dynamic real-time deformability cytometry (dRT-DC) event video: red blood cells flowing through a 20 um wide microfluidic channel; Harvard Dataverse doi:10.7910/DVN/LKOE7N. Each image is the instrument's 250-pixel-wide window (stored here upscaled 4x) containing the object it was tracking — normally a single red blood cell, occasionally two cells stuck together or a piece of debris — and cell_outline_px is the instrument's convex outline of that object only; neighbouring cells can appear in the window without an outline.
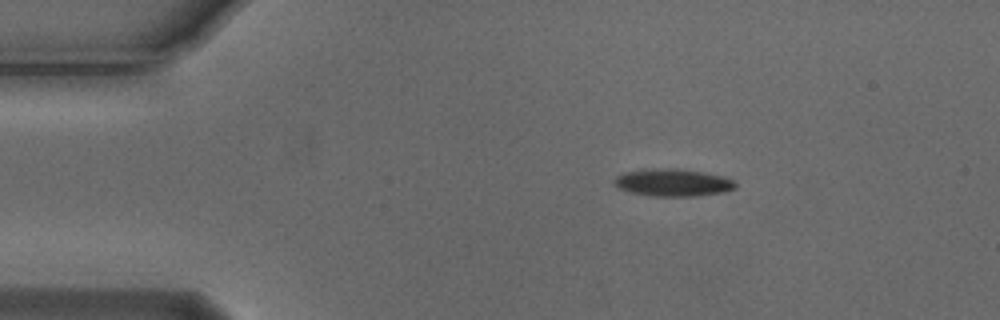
{"species": "Egyptian fruit bat (a non-hibernating species)", "species_latin": "Rousettus aegyptiacus", "temperature_condition": "cold", "stored_images_in_passage": 46, "camera_frame_rate_fps": 3000, "um_per_image_px": 0.085, "animal": {"sex": "male"}, "frame": {"image": 1, "passage_image": 1, "time_ms": 0.0, "image_size_px": [1000, 320], "cell_outline_px": [[736, 188], [724, 192], [696, 196], [652, 196], [632, 192], [620, 188], [612, 180], [616, 176], [624, 172], [700, 172], [720, 176], [732, 180], [736, 184]], "centroid_in_image_um": [57.25, 15.6], "position_along_channel_um": 27.8, "area_um2": 17.69}}
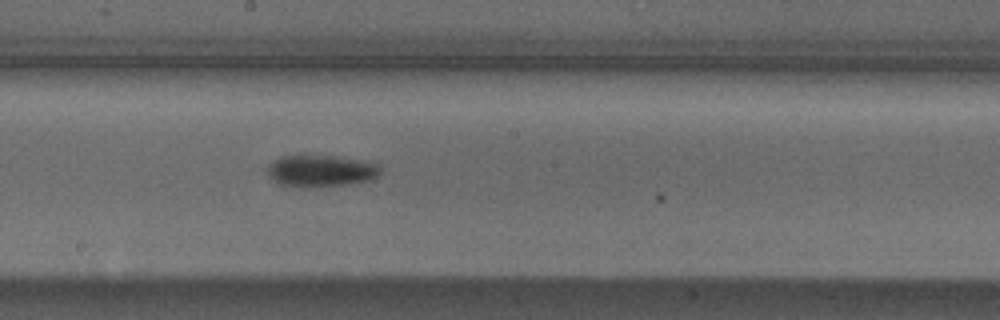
{"frame": {"image": 2, "passage_image": 21, "time_ms": 6.667, "image_size_px": [1000, 320], "cell_outline_px": [[380, 172], [376, 176], [368, 180], [348, 184], [308, 188], [276, 184], [268, 176], [264, 168], [268, 164], [280, 156], [336, 156], [360, 160], [376, 164], [380, 168]], "centroid_in_image_um": [27.16, 14.54], "position_along_channel_um": 221.0, "area_um2": 21.04}}
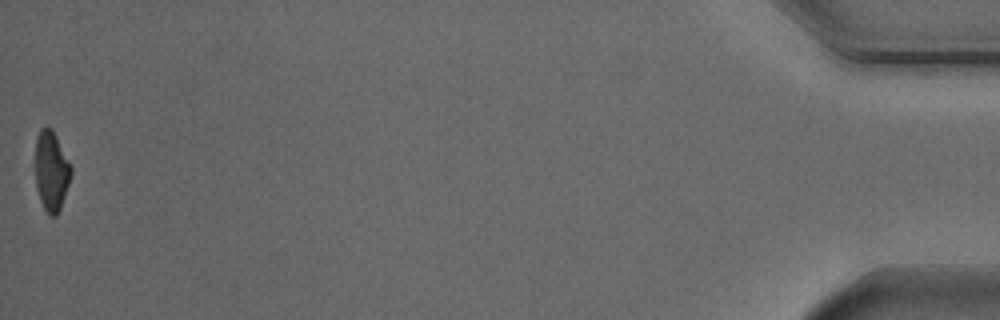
{"frame": {"image": 3, "passage_image": 46, "time_ms": 15.0, "image_size_px": [1000, 320], "cell_outline_px": [[72, 172], [60, 208], [56, 216], [48, 216], [40, 200], [36, 188], [36, 136], [40, 128], [52, 128], [72, 168]], "centroid_in_image_um": [4.35, 14.54], "position_along_channel_um": 430.8, "area_um2": 16.42}, "authors_computed_cell_mechanics": {"area_um2": 19.2763, "velocity_mm_per_s": 3.7669, "shape_relaxation_time_tau1_ms": 2.193, "shape_relaxation_time_tau2_ms": 8.7218, "deformation_change_tau1": 0.0999, "deformation_change_tau2": 0.1308}}